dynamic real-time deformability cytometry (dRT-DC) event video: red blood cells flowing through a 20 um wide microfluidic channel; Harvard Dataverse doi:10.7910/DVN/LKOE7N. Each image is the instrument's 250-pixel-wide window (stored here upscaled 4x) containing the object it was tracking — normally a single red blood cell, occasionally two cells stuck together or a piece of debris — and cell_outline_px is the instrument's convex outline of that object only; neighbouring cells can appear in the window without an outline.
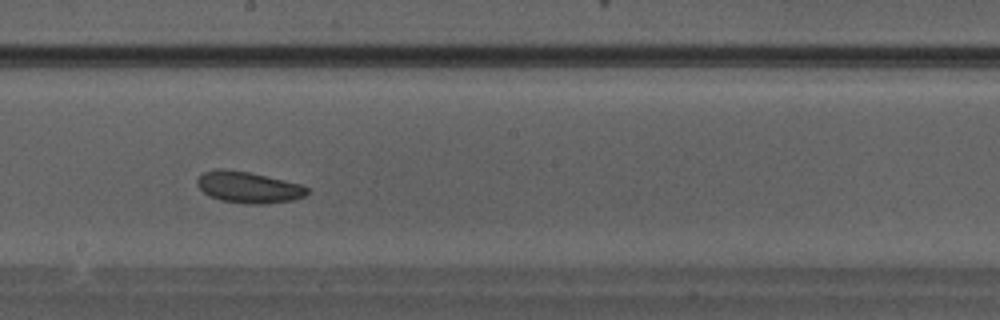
{"species": "Egyptian fruit bat (a non-hibernating species)", "species_latin": "Rousettus aegyptiacus", "temperature_condition": "warm", "stored_images_in_passage": 27, "camera_frame_rate_fps": 3000, "um_per_image_px": 0.085, "animal": {"sex": "male"}, "frame": {"image": 1, "passage_image": 12, "time_ms": 3.667, "image_size_px": [1000, 320], "cell_outline_px": [[308, 192], [304, 196], [292, 200], [260, 204], [248, 204], [220, 200], [208, 196], [196, 184], [196, 180], [204, 172], [216, 168], [224, 168], [248, 172], [300, 184], [308, 188]], "centroid_in_image_um": [21.07, 15.91], "position_along_channel_um": 227.1, "area_um2": 19.94}}
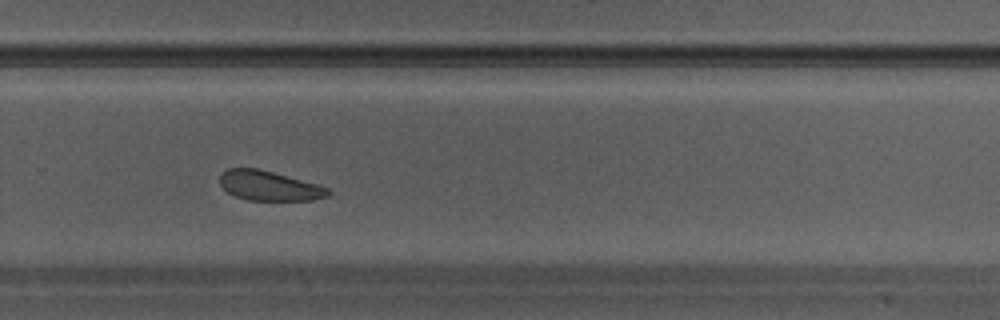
{"frame": {"image": 2, "passage_image": 16, "time_ms": 5.0, "image_size_px": [1000, 320], "cell_outline_px": [[332, 192], [328, 196], [312, 200], [248, 200], [236, 196], [228, 192], [220, 184], [220, 176], [228, 168], [260, 168], [316, 184], [328, 188]], "centroid_in_image_um": [22.89, 15.79], "position_along_channel_um": 306.9, "area_um2": 18.61}}